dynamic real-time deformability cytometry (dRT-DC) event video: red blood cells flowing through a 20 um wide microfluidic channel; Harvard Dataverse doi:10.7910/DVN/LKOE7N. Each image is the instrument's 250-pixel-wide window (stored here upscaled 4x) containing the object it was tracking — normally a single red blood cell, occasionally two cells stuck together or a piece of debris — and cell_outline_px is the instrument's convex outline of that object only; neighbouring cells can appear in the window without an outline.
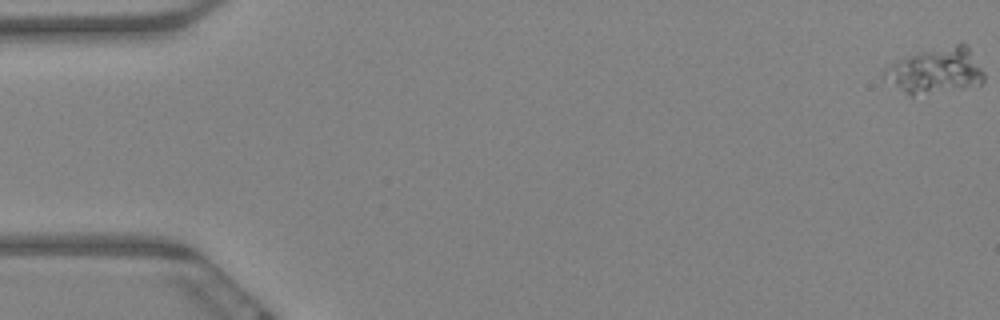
{"species": "Egyptian fruit bat (a non-hibernating species)", "species_latin": "Rousettus aegyptiacus", "temperature_condition": "warm", "stored_images_in_passage": 54, "camera_frame_rate_fps": 3000, "um_per_image_px": 0.085, "animal": {"sex": "female"}, "frame": {"image": 1, "passage_image": 1, "time_ms": 0.0, "image_size_px": [1000, 320], "cell_outline_px": [[984, 80], [980, 84], [912, 96], [884, 76], [884, 68], [896, 60], [916, 52], [956, 44], [968, 44], [984, 72]], "centroid_in_image_um": [79.57, 5.96], "position_along_channel_um": 5.4, "area_um2": 25.95}}
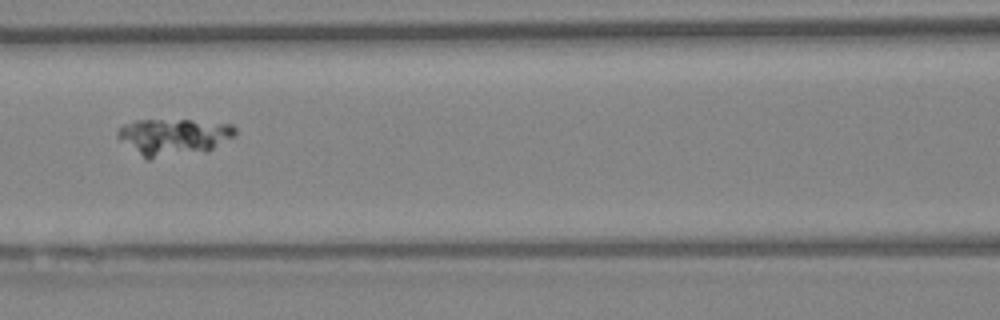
{"frame": {"image": 2, "passage_image": 28, "time_ms": 9.0, "image_size_px": [1000, 320], "cell_outline_px": [[236, 136], [208, 152], [148, 160], [144, 160], [120, 140], [116, 136], [116, 132], [124, 124], [136, 120], [192, 120], [232, 124], [236, 128]], "centroid_in_image_um": [14.77, 11.67], "position_along_channel_um": 151.8, "area_um2": 25.95}}
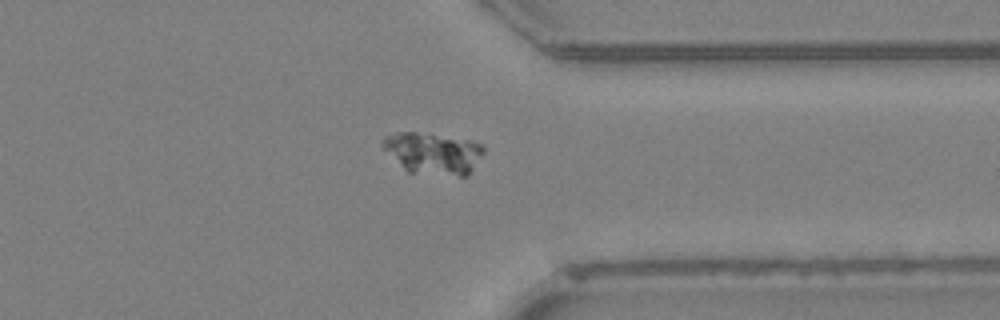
{"frame": {"image": 3, "passage_image": 48, "time_ms": 15.667, "image_size_px": [1000, 320], "cell_outline_px": [[484, 152], [468, 176], [460, 176], [408, 172], [380, 144], [384, 136], [396, 132], [416, 132], [472, 140], [484, 144]], "centroid_in_image_um": [36.85, 13.01], "position_along_channel_um": 374.6, "area_um2": 24.39}}